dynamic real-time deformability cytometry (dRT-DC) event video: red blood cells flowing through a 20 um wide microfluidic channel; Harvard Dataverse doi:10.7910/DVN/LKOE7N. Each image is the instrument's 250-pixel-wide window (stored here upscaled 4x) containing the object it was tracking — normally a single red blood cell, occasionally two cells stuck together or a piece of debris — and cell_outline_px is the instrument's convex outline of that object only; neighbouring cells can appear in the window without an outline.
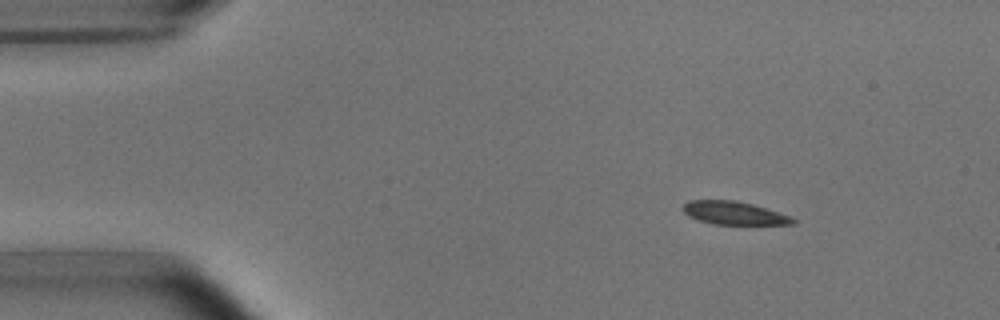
{"species": "common noctule bat (a hibernating species)", "species_latin": "Nyctalus noctula", "temperature_condition": "room temperature", "stored_images_in_passage": 6, "camera_frame_rate_fps": 3000, "um_per_image_px": 0.085, "animal": {"sex": "male", "body_mass_g": 15.6}, "frame": {"image": 1, "passage_image": 1, "time_ms": 0.0, "image_size_px": [1000, 320], "cell_outline_px": [[796, 224], [712, 224], [688, 216], [680, 208], [688, 200], [736, 200], [752, 204], [792, 216], [796, 220]], "centroid_in_image_um": [62.38, 18.1], "position_along_channel_um": 22.6, "area_um2": 14.85}}
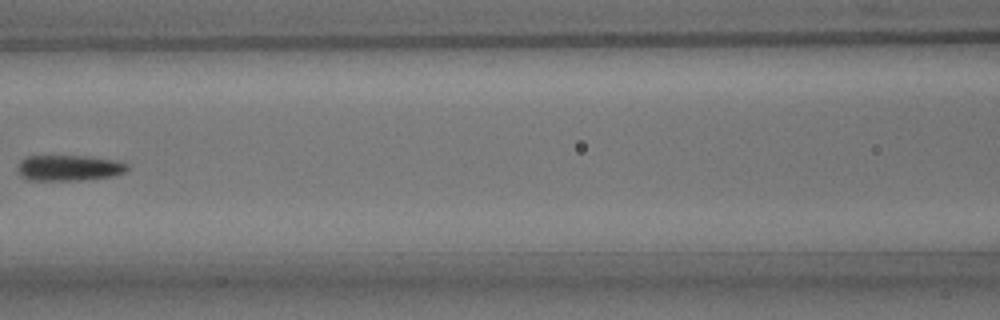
{"frame": {"image": 2, "passage_image": 5, "time_ms": 5.667, "image_size_px": [1000, 320], "cell_outline_px": [[128, 168], [124, 172], [108, 176], [84, 180], [28, 180], [20, 176], [16, 172], [16, 168], [20, 160], [24, 156], [88, 156], [116, 160], [128, 164]], "centroid_in_image_um": [5.78, 14.26], "position_along_channel_um": 160.8, "area_um2": 16.59}}
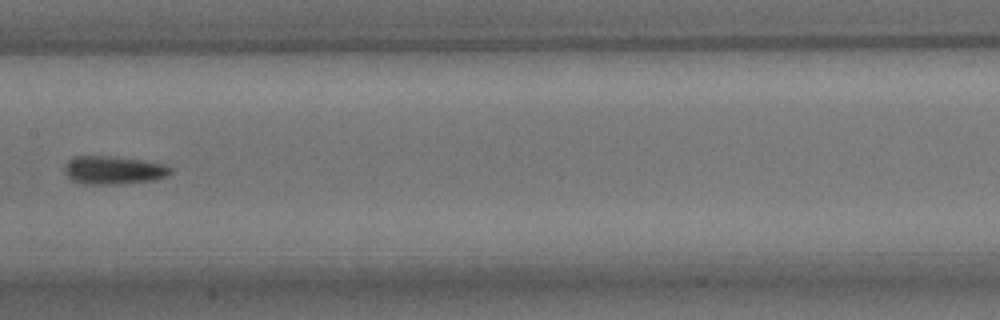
{"frame": {"image": 3, "passage_image": 6, "time_ms": 6.667, "image_size_px": [1000, 320], "cell_outline_px": [[172, 172], [168, 176], [152, 180], [120, 184], [84, 184], [72, 180], [64, 172], [64, 168], [68, 160], [76, 156], [104, 156], [140, 160], [164, 164], [172, 168]], "centroid_in_image_um": [9.64, 14.47], "position_along_channel_um": 197.8, "area_um2": 17.28}}